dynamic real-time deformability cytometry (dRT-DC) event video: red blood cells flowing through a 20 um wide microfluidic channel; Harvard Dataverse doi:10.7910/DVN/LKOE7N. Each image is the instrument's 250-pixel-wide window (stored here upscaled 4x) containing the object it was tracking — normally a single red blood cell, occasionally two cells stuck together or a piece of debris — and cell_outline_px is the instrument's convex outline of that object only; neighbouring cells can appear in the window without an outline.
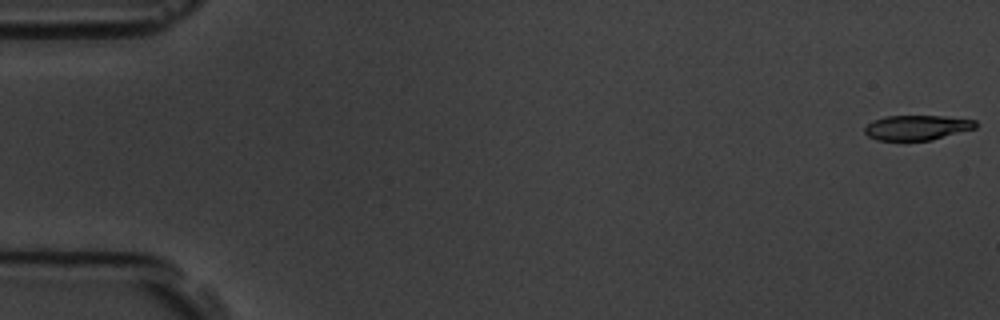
{"species": "common noctule bat (a hibernating species)", "species_latin": "Nyctalus noctula", "temperature_condition": "room temperature", "stored_images_in_passage": 58, "camera_frame_rate_fps": 3000, "um_per_image_px": 0.085, "animal": {"sex": "male", "body_mass_g": 19.5, "forearm_length_mm": 54.6}, "frame": {"image": 1, "passage_image": 1, "time_ms": 0.0, "image_size_px": [1000, 320], "cell_outline_px": [[976, 128], [932, 140], [876, 140], [868, 136], [864, 132], [864, 128], [872, 120], [884, 116], [944, 116], [976, 120]], "centroid_in_image_um": [77.92, 10.84], "position_along_channel_um": 7.1, "area_um2": 16.13}}
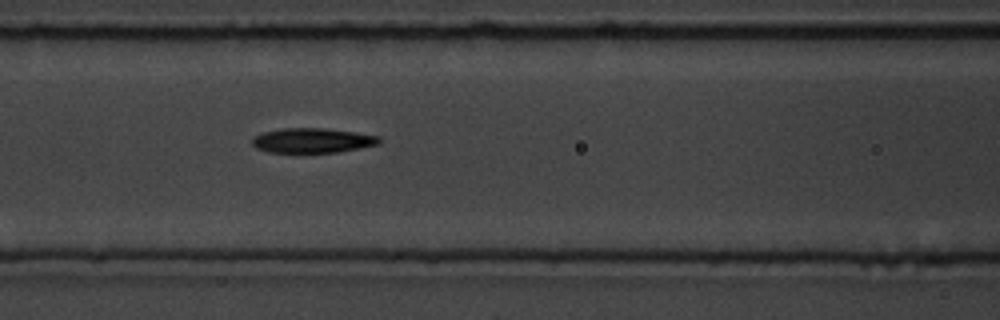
{"frame": {"image": 2, "passage_image": 25, "time_ms": 8.0, "image_size_px": [1000, 320], "cell_outline_px": [[380, 144], [360, 148], [336, 152], [268, 152], [256, 148], [252, 144], [252, 136], [264, 132], [284, 128], [324, 128], [356, 132], [380, 136]], "centroid_in_image_um": [26.56, 11.93], "position_along_channel_um": 140.0, "area_um2": 18.32}}
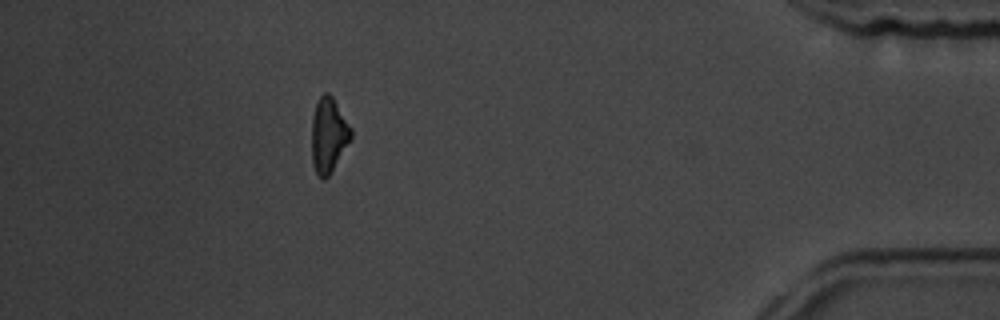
{"frame": {"image": 3, "passage_image": 52, "time_ms": 17.0, "image_size_px": [1000, 320], "cell_outline_px": [[352, 136], [328, 176], [324, 180], [320, 180], [312, 164], [312, 116], [316, 104], [320, 96], [324, 92], [328, 92], [332, 96], [352, 128]], "centroid_in_image_um": [27.91, 11.47], "position_along_channel_um": 407.3, "area_um2": 16.99}, "authors_computed_cell_mechanics": {"area_um2": 18.0625, "velocity_mm_per_s": 3.5466, "shape_relaxation_time_tau1_ms": 2.7882, "shape_relaxation_time_tau2_ms": 5.1169, "deformation_change_tau1": 0.1476, "deformation_change_tau2": 0.1656}}